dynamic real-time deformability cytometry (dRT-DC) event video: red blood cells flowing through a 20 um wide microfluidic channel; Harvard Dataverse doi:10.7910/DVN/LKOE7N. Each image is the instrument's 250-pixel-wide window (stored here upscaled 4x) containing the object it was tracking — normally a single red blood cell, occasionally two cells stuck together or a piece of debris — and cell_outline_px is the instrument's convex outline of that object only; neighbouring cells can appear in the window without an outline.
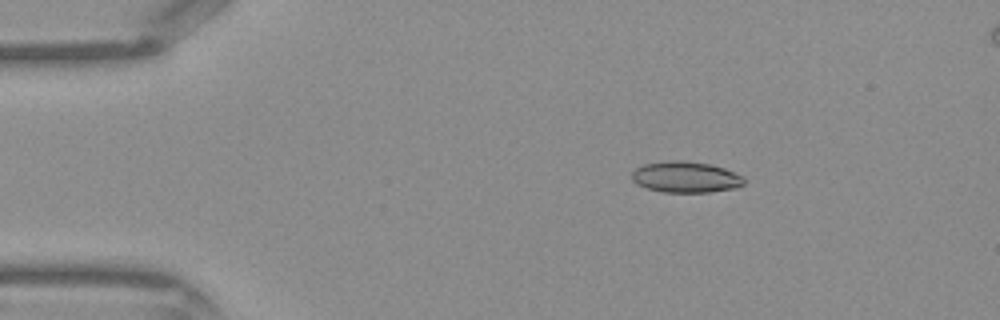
{"species": "Egyptian fruit bat (a non-hibernating species)", "species_latin": "Rousettus aegyptiacus", "temperature_condition": "warm", "stored_images_in_passage": 38, "segment_of_instrument_passage": [1, 2], "camera_frame_rate_fps": 3000, "um_per_image_px": 0.085, "frame": {"image": 1, "passage_image": 1, "time_ms": 0.0, "image_size_px": [1000, 320], "cell_outline_px": [[744, 184], [736, 188], [708, 192], [664, 192], [648, 188], [636, 184], [632, 180], [632, 172], [636, 168], [644, 164], [672, 160], [684, 160], [708, 164], [724, 168], [736, 172], [744, 176]], "centroid_in_image_um": [58.3, 15.05], "position_along_channel_um": 26.7, "area_um2": 20.35}}
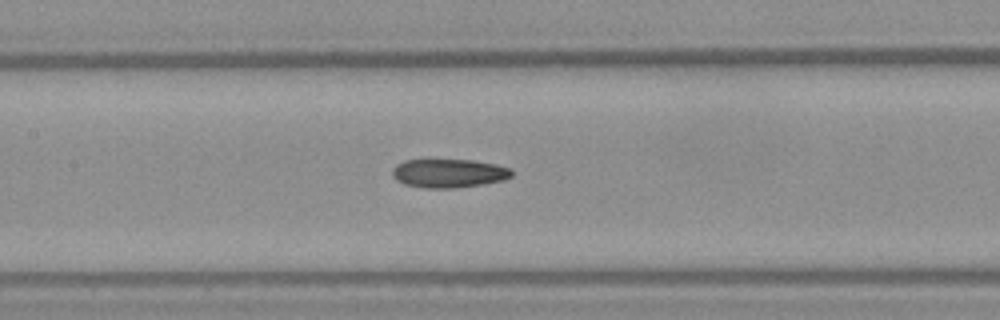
{"frame": {"image": 2, "passage_image": 14, "time_ms": 4.333, "image_size_px": [1000, 320], "cell_outline_px": [[512, 176], [504, 180], [484, 184], [452, 188], [424, 188], [404, 184], [396, 180], [392, 176], [392, 168], [396, 164], [404, 160], [428, 156], [472, 160], [496, 164], [512, 168]], "centroid_in_image_um": [38.09, 14.67], "position_along_channel_um": 169.3, "area_um2": 21.1}}
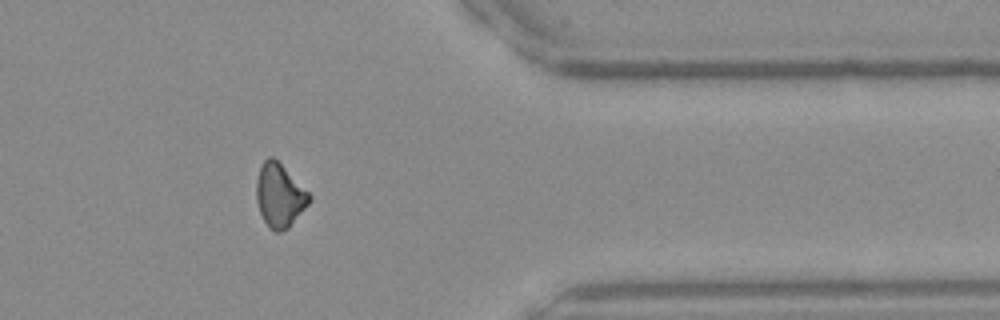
{"frame": {"image": 3, "passage_image": 29, "time_ms": 9.333, "image_size_px": [1000, 320], "cell_outline_px": [[312, 200], [288, 228], [280, 232], [276, 232], [264, 220], [260, 212], [256, 200], [256, 180], [260, 168], [264, 160], [268, 156], [272, 156], [312, 196]], "centroid_in_image_um": [23.76, 16.61], "position_along_channel_um": 387.6, "area_um2": 19.19}}